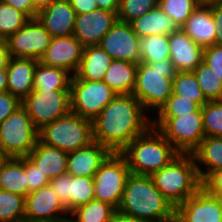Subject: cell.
Here are the masks:
<instances>
[{"mask_svg":"<svg viewBox=\"0 0 222 222\" xmlns=\"http://www.w3.org/2000/svg\"><path fill=\"white\" fill-rule=\"evenodd\" d=\"M54 1H68L69 2L70 0H54Z\"/></svg>","mask_w":222,"mask_h":222,"instance_id":"6f0895ef","label":"cell"},{"mask_svg":"<svg viewBox=\"0 0 222 222\" xmlns=\"http://www.w3.org/2000/svg\"><path fill=\"white\" fill-rule=\"evenodd\" d=\"M108 222H148L116 211Z\"/></svg>","mask_w":222,"mask_h":222,"instance_id":"816d5d0a","label":"cell"},{"mask_svg":"<svg viewBox=\"0 0 222 222\" xmlns=\"http://www.w3.org/2000/svg\"><path fill=\"white\" fill-rule=\"evenodd\" d=\"M158 2V0H120L117 18L121 22L130 23L157 8Z\"/></svg>","mask_w":222,"mask_h":222,"instance_id":"f35d334b","label":"cell"},{"mask_svg":"<svg viewBox=\"0 0 222 222\" xmlns=\"http://www.w3.org/2000/svg\"><path fill=\"white\" fill-rule=\"evenodd\" d=\"M170 60L177 72H193L203 61V48L181 28L169 35Z\"/></svg>","mask_w":222,"mask_h":222,"instance_id":"ac0fdd59","label":"cell"},{"mask_svg":"<svg viewBox=\"0 0 222 222\" xmlns=\"http://www.w3.org/2000/svg\"><path fill=\"white\" fill-rule=\"evenodd\" d=\"M200 3L198 0H159L158 6L181 28Z\"/></svg>","mask_w":222,"mask_h":222,"instance_id":"d590c367","label":"cell"},{"mask_svg":"<svg viewBox=\"0 0 222 222\" xmlns=\"http://www.w3.org/2000/svg\"><path fill=\"white\" fill-rule=\"evenodd\" d=\"M138 50L143 63H154L170 59L169 36L149 35L139 39Z\"/></svg>","mask_w":222,"mask_h":222,"instance_id":"4dcf8cb0","label":"cell"},{"mask_svg":"<svg viewBox=\"0 0 222 222\" xmlns=\"http://www.w3.org/2000/svg\"><path fill=\"white\" fill-rule=\"evenodd\" d=\"M71 211L95 199L94 179L72 176L70 180Z\"/></svg>","mask_w":222,"mask_h":222,"instance_id":"74e56055","label":"cell"},{"mask_svg":"<svg viewBox=\"0 0 222 222\" xmlns=\"http://www.w3.org/2000/svg\"><path fill=\"white\" fill-rule=\"evenodd\" d=\"M151 118L133 94H117L92 121L93 141L120 153L152 126Z\"/></svg>","mask_w":222,"mask_h":222,"instance_id":"6da1fadb","label":"cell"},{"mask_svg":"<svg viewBox=\"0 0 222 222\" xmlns=\"http://www.w3.org/2000/svg\"><path fill=\"white\" fill-rule=\"evenodd\" d=\"M22 101L10 92L0 93V123L21 107Z\"/></svg>","mask_w":222,"mask_h":222,"instance_id":"ee69618b","label":"cell"},{"mask_svg":"<svg viewBox=\"0 0 222 222\" xmlns=\"http://www.w3.org/2000/svg\"><path fill=\"white\" fill-rule=\"evenodd\" d=\"M14 8L20 10L29 18H36L38 10L35 7L33 0H0Z\"/></svg>","mask_w":222,"mask_h":222,"instance_id":"bcb514c9","label":"cell"},{"mask_svg":"<svg viewBox=\"0 0 222 222\" xmlns=\"http://www.w3.org/2000/svg\"><path fill=\"white\" fill-rule=\"evenodd\" d=\"M199 87L209 101L222 100V80L218 78L204 61L193 71Z\"/></svg>","mask_w":222,"mask_h":222,"instance_id":"836d02e7","label":"cell"},{"mask_svg":"<svg viewBox=\"0 0 222 222\" xmlns=\"http://www.w3.org/2000/svg\"><path fill=\"white\" fill-rule=\"evenodd\" d=\"M0 189L27 195V174L24 157L9 158L0 171Z\"/></svg>","mask_w":222,"mask_h":222,"instance_id":"f1b7e54d","label":"cell"},{"mask_svg":"<svg viewBox=\"0 0 222 222\" xmlns=\"http://www.w3.org/2000/svg\"><path fill=\"white\" fill-rule=\"evenodd\" d=\"M156 128L180 154H191L205 137L202 107L179 116H151Z\"/></svg>","mask_w":222,"mask_h":222,"instance_id":"8992f818","label":"cell"},{"mask_svg":"<svg viewBox=\"0 0 222 222\" xmlns=\"http://www.w3.org/2000/svg\"><path fill=\"white\" fill-rule=\"evenodd\" d=\"M139 39L130 23L117 20L102 37L99 46L113 60H125L138 65L142 62V57L138 50Z\"/></svg>","mask_w":222,"mask_h":222,"instance_id":"9a60e30c","label":"cell"},{"mask_svg":"<svg viewBox=\"0 0 222 222\" xmlns=\"http://www.w3.org/2000/svg\"><path fill=\"white\" fill-rule=\"evenodd\" d=\"M36 9L39 11L43 9L44 7L48 6L51 4L54 0H33Z\"/></svg>","mask_w":222,"mask_h":222,"instance_id":"db71d44e","label":"cell"},{"mask_svg":"<svg viewBox=\"0 0 222 222\" xmlns=\"http://www.w3.org/2000/svg\"><path fill=\"white\" fill-rule=\"evenodd\" d=\"M150 177L156 188L175 208L202 187L192 154H179Z\"/></svg>","mask_w":222,"mask_h":222,"instance_id":"5b68a950","label":"cell"},{"mask_svg":"<svg viewBox=\"0 0 222 222\" xmlns=\"http://www.w3.org/2000/svg\"><path fill=\"white\" fill-rule=\"evenodd\" d=\"M68 219L67 209L50 184L25 196V222H65Z\"/></svg>","mask_w":222,"mask_h":222,"instance_id":"4fadbf2b","label":"cell"},{"mask_svg":"<svg viewBox=\"0 0 222 222\" xmlns=\"http://www.w3.org/2000/svg\"><path fill=\"white\" fill-rule=\"evenodd\" d=\"M202 187L208 193L222 198V169L211 172L202 181Z\"/></svg>","mask_w":222,"mask_h":222,"instance_id":"f6af8a7d","label":"cell"},{"mask_svg":"<svg viewBox=\"0 0 222 222\" xmlns=\"http://www.w3.org/2000/svg\"><path fill=\"white\" fill-rule=\"evenodd\" d=\"M52 37L73 35L76 13L68 1H53L36 17Z\"/></svg>","mask_w":222,"mask_h":222,"instance_id":"ffe728a7","label":"cell"},{"mask_svg":"<svg viewBox=\"0 0 222 222\" xmlns=\"http://www.w3.org/2000/svg\"><path fill=\"white\" fill-rule=\"evenodd\" d=\"M39 130L21 106L0 123V149L9 158L26 157L36 146Z\"/></svg>","mask_w":222,"mask_h":222,"instance_id":"ba28073f","label":"cell"},{"mask_svg":"<svg viewBox=\"0 0 222 222\" xmlns=\"http://www.w3.org/2000/svg\"><path fill=\"white\" fill-rule=\"evenodd\" d=\"M172 94L190 99L200 107L209 102L201 91L194 72H177L173 78Z\"/></svg>","mask_w":222,"mask_h":222,"instance_id":"1f68e13d","label":"cell"},{"mask_svg":"<svg viewBox=\"0 0 222 222\" xmlns=\"http://www.w3.org/2000/svg\"><path fill=\"white\" fill-rule=\"evenodd\" d=\"M117 14L103 9L76 15L73 36L84 47L99 46L102 37L117 22Z\"/></svg>","mask_w":222,"mask_h":222,"instance_id":"e0dca14e","label":"cell"},{"mask_svg":"<svg viewBox=\"0 0 222 222\" xmlns=\"http://www.w3.org/2000/svg\"><path fill=\"white\" fill-rule=\"evenodd\" d=\"M117 211L148 222H175L176 208L150 175L130 174Z\"/></svg>","mask_w":222,"mask_h":222,"instance_id":"7a4b0ae2","label":"cell"},{"mask_svg":"<svg viewBox=\"0 0 222 222\" xmlns=\"http://www.w3.org/2000/svg\"><path fill=\"white\" fill-rule=\"evenodd\" d=\"M98 8L118 13L120 0H95Z\"/></svg>","mask_w":222,"mask_h":222,"instance_id":"f907efd6","label":"cell"},{"mask_svg":"<svg viewBox=\"0 0 222 222\" xmlns=\"http://www.w3.org/2000/svg\"><path fill=\"white\" fill-rule=\"evenodd\" d=\"M220 1L222 0H198L200 4H209V3L220 2Z\"/></svg>","mask_w":222,"mask_h":222,"instance_id":"9f6ffc18","label":"cell"},{"mask_svg":"<svg viewBox=\"0 0 222 222\" xmlns=\"http://www.w3.org/2000/svg\"><path fill=\"white\" fill-rule=\"evenodd\" d=\"M27 157L49 179L67 173L68 152L41 142L39 139Z\"/></svg>","mask_w":222,"mask_h":222,"instance_id":"603a6c76","label":"cell"},{"mask_svg":"<svg viewBox=\"0 0 222 222\" xmlns=\"http://www.w3.org/2000/svg\"><path fill=\"white\" fill-rule=\"evenodd\" d=\"M175 222H222V198L201 187L176 207Z\"/></svg>","mask_w":222,"mask_h":222,"instance_id":"5bb4252c","label":"cell"},{"mask_svg":"<svg viewBox=\"0 0 222 222\" xmlns=\"http://www.w3.org/2000/svg\"><path fill=\"white\" fill-rule=\"evenodd\" d=\"M72 175L68 173L61 174L60 176L50 179L49 184L55 191L57 197L63 206L67 209L68 213L71 212V194H70V180Z\"/></svg>","mask_w":222,"mask_h":222,"instance_id":"60d3db41","label":"cell"},{"mask_svg":"<svg viewBox=\"0 0 222 222\" xmlns=\"http://www.w3.org/2000/svg\"><path fill=\"white\" fill-rule=\"evenodd\" d=\"M177 71L170 59L137 65L132 94L145 111L153 116L172 94L173 78ZM150 110L152 113H150Z\"/></svg>","mask_w":222,"mask_h":222,"instance_id":"277c9868","label":"cell"},{"mask_svg":"<svg viewBox=\"0 0 222 222\" xmlns=\"http://www.w3.org/2000/svg\"><path fill=\"white\" fill-rule=\"evenodd\" d=\"M30 18L20 10L0 1V39H7Z\"/></svg>","mask_w":222,"mask_h":222,"instance_id":"e575fe53","label":"cell"},{"mask_svg":"<svg viewBox=\"0 0 222 222\" xmlns=\"http://www.w3.org/2000/svg\"><path fill=\"white\" fill-rule=\"evenodd\" d=\"M72 76L65 69L38 62L34 71L33 90H70Z\"/></svg>","mask_w":222,"mask_h":222,"instance_id":"83f0119b","label":"cell"},{"mask_svg":"<svg viewBox=\"0 0 222 222\" xmlns=\"http://www.w3.org/2000/svg\"><path fill=\"white\" fill-rule=\"evenodd\" d=\"M130 25L139 38L156 34L169 36L178 29L177 25L159 6L134 19Z\"/></svg>","mask_w":222,"mask_h":222,"instance_id":"484cf974","label":"cell"},{"mask_svg":"<svg viewBox=\"0 0 222 222\" xmlns=\"http://www.w3.org/2000/svg\"><path fill=\"white\" fill-rule=\"evenodd\" d=\"M11 59L5 39H0V70H6Z\"/></svg>","mask_w":222,"mask_h":222,"instance_id":"681fc988","label":"cell"},{"mask_svg":"<svg viewBox=\"0 0 222 222\" xmlns=\"http://www.w3.org/2000/svg\"><path fill=\"white\" fill-rule=\"evenodd\" d=\"M200 106L190 99L171 94L166 103L154 116H179V114H189L196 111Z\"/></svg>","mask_w":222,"mask_h":222,"instance_id":"ab89813d","label":"cell"},{"mask_svg":"<svg viewBox=\"0 0 222 222\" xmlns=\"http://www.w3.org/2000/svg\"><path fill=\"white\" fill-rule=\"evenodd\" d=\"M113 59L100 47H84L81 63L75 76L81 80L103 81Z\"/></svg>","mask_w":222,"mask_h":222,"instance_id":"d4e9b609","label":"cell"},{"mask_svg":"<svg viewBox=\"0 0 222 222\" xmlns=\"http://www.w3.org/2000/svg\"><path fill=\"white\" fill-rule=\"evenodd\" d=\"M191 154L202 182L211 172L222 169V137L205 136Z\"/></svg>","mask_w":222,"mask_h":222,"instance_id":"cb8c5ba5","label":"cell"},{"mask_svg":"<svg viewBox=\"0 0 222 222\" xmlns=\"http://www.w3.org/2000/svg\"><path fill=\"white\" fill-rule=\"evenodd\" d=\"M181 29L200 47L215 44L217 29L209 4H199Z\"/></svg>","mask_w":222,"mask_h":222,"instance_id":"44dd1931","label":"cell"},{"mask_svg":"<svg viewBox=\"0 0 222 222\" xmlns=\"http://www.w3.org/2000/svg\"><path fill=\"white\" fill-rule=\"evenodd\" d=\"M8 159L9 157L0 149V171Z\"/></svg>","mask_w":222,"mask_h":222,"instance_id":"11a10c76","label":"cell"},{"mask_svg":"<svg viewBox=\"0 0 222 222\" xmlns=\"http://www.w3.org/2000/svg\"><path fill=\"white\" fill-rule=\"evenodd\" d=\"M117 95L103 81H88L72 76L70 84L71 112L94 120Z\"/></svg>","mask_w":222,"mask_h":222,"instance_id":"8fae6325","label":"cell"},{"mask_svg":"<svg viewBox=\"0 0 222 222\" xmlns=\"http://www.w3.org/2000/svg\"><path fill=\"white\" fill-rule=\"evenodd\" d=\"M117 211L112 205L93 199L69 213L70 222H108Z\"/></svg>","mask_w":222,"mask_h":222,"instance_id":"f546056e","label":"cell"},{"mask_svg":"<svg viewBox=\"0 0 222 222\" xmlns=\"http://www.w3.org/2000/svg\"><path fill=\"white\" fill-rule=\"evenodd\" d=\"M202 122L205 136L222 137V100L202 106Z\"/></svg>","mask_w":222,"mask_h":222,"instance_id":"8d00e7d4","label":"cell"},{"mask_svg":"<svg viewBox=\"0 0 222 222\" xmlns=\"http://www.w3.org/2000/svg\"><path fill=\"white\" fill-rule=\"evenodd\" d=\"M132 174L151 175L180 153L154 127L134 138L121 152Z\"/></svg>","mask_w":222,"mask_h":222,"instance_id":"3957f363","label":"cell"},{"mask_svg":"<svg viewBox=\"0 0 222 222\" xmlns=\"http://www.w3.org/2000/svg\"><path fill=\"white\" fill-rule=\"evenodd\" d=\"M0 222H25V197L0 189Z\"/></svg>","mask_w":222,"mask_h":222,"instance_id":"d6a6232c","label":"cell"},{"mask_svg":"<svg viewBox=\"0 0 222 222\" xmlns=\"http://www.w3.org/2000/svg\"><path fill=\"white\" fill-rule=\"evenodd\" d=\"M38 135L47 145L65 152L75 151L93 142L92 120L70 112L43 126Z\"/></svg>","mask_w":222,"mask_h":222,"instance_id":"52a82bcc","label":"cell"},{"mask_svg":"<svg viewBox=\"0 0 222 222\" xmlns=\"http://www.w3.org/2000/svg\"><path fill=\"white\" fill-rule=\"evenodd\" d=\"M52 38L37 18H30L22 28L10 35L6 42L11 57L39 60Z\"/></svg>","mask_w":222,"mask_h":222,"instance_id":"7c38bea8","label":"cell"},{"mask_svg":"<svg viewBox=\"0 0 222 222\" xmlns=\"http://www.w3.org/2000/svg\"><path fill=\"white\" fill-rule=\"evenodd\" d=\"M214 17L217 34L215 44L222 45V1L209 3Z\"/></svg>","mask_w":222,"mask_h":222,"instance_id":"7dc6e473","label":"cell"},{"mask_svg":"<svg viewBox=\"0 0 222 222\" xmlns=\"http://www.w3.org/2000/svg\"><path fill=\"white\" fill-rule=\"evenodd\" d=\"M69 2L71 7L75 10L76 15L84 14L98 9L95 0H70Z\"/></svg>","mask_w":222,"mask_h":222,"instance_id":"c3c4849f","label":"cell"},{"mask_svg":"<svg viewBox=\"0 0 222 222\" xmlns=\"http://www.w3.org/2000/svg\"><path fill=\"white\" fill-rule=\"evenodd\" d=\"M24 167L27 174V194L49 185L50 179L27 156L24 157Z\"/></svg>","mask_w":222,"mask_h":222,"instance_id":"b9f144b4","label":"cell"},{"mask_svg":"<svg viewBox=\"0 0 222 222\" xmlns=\"http://www.w3.org/2000/svg\"><path fill=\"white\" fill-rule=\"evenodd\" d=\"M137 64L125 60H113L103 82L117 94H132Z\"/></svg>","mask_w":222,"mask_h":222,"instance_id":"4316f807","label":"cell"},{"mask_svg":"<svg viewBox=\"0 0 222 222\" xmlns=\"http://www.w3.org/2000/svg\"><path fill=\"white\" fill-rule=\"evenodd\" d=\"M33 58L11 57L7 71V91L21 101L33 90V78L36 64Z\"/></svg>","mask_w":222,"mask_h":222,"instance_id":"7402d4cb","label":"cell"},{"mask_svg":"<svg viewBox=\"0 0 222 222\" xmlns=\"http://www.w3.org/2000/svg\"><path fill=\"white\" fill-rule=\"evenodd\" d=\"M203 61L211 71L222 80V45L214 44L203 50Z\"/></svg>","mask_w":222,"mask_h":222,"instance_id":"7bdbcfd3","label":"cell"},{"mask_svg":"<svg viewBox=\"0 0 222 222\" xmlns=\"http://www.w3.org/2000/svg\"><path fill=\"white\" fill-rule=\"evenodd\" d=\"M83 51L84 46L73 35L53 37L38 61L49 67L65 69L75 75L81 63Z\"/></svg>","mask_w":222,"mask_h":222,"instance_id":"2e32d148","label":"cell"},{"mask_svg":"<svg viewBox=\"0 0 222 222\" xmlns=\"http://www.w3.org/2000/svg\"><path fill=\"white\" fill-rule=\"evenodd\" d=\"M131 171L121 153H111L95 173V199L118 208Z\"/></svg>","mask_w":222,"mask_h":222,"instance_id":"9c48e42d","label":"cell"},{"mask_svg":"<svg viewBox=\"0 0 222 222\" xmlns=\"http://www.w3.org/2000/svg\"><path fill=\"white\" fill-rule=\"evenodd\" d=\"M111 153L107 147L96 141L86 147L68 152L67 173L72 176L93 178Z\"/></svg>","mask_w":222,"mask_h":222,"instance_id":"d6986e66","label":"cell"},{"mask_svg":"<svg viewBox=\"0 0 222 222\" xmlns=\"http://www.w3.org/2000/svg\"><path fill=\"white\" fill-rule=\"evenodd\" d=\"M7 91V71L0 70V93Z\"/></svg>","mask_w":222,"mask_h":222,"instance_id":"f5cc1de1","label":"cell"},{"mask_svg":"<svg viewBox=\"0 0 222 222\" xmlns=\"http://www.w3.org/2000/svg\"><path fill=\"white\" fill-rule=\"evenodd\" d=\"M21 106L40 130L71 112L70 90H32L22 100Z\"/></svg>","mask_w":222,"mask_h":222,"instance_id":"30bf717a","label":"cell"}]
</instances>
